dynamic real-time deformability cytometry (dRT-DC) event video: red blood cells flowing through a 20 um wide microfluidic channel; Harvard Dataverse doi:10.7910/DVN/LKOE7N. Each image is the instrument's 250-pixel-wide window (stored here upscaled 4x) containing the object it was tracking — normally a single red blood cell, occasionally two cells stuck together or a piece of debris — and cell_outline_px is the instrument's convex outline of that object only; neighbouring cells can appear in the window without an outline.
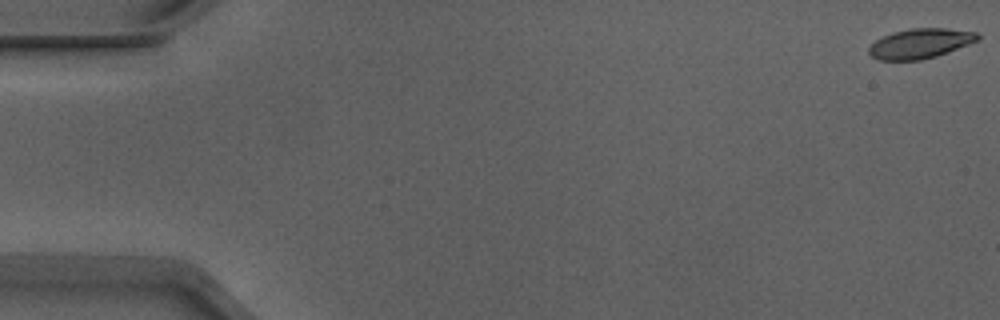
{"species": "Egyptian fruit bat (a non-hibernating species)", "species_latin": "Rousettus aegyptiacus", "temperature_condition": "warm", "stored_images_in_passage": 7, "camera_frame_rate_fps": 3000, "um_per_image_px": 0.085, "animal": {"sex": "male"}, "frame": {"image": 1, "passage_image": 1, "time_ms": 0.0, "image_size_px": [1000, 320], "cell_outline_px": [[980, 40], [948, 52], [936, 56], [920, 60], [880, 60], [872, 56], [868, 52], [868, 48], [876, 40], [892, 32], [912, 28], [948, 28], [976, 32], [980, 36]], "centroid_in_image_um": [78.24, 3.69], "position_along_channel_um": 6.8, "area_um2": 18.9}}